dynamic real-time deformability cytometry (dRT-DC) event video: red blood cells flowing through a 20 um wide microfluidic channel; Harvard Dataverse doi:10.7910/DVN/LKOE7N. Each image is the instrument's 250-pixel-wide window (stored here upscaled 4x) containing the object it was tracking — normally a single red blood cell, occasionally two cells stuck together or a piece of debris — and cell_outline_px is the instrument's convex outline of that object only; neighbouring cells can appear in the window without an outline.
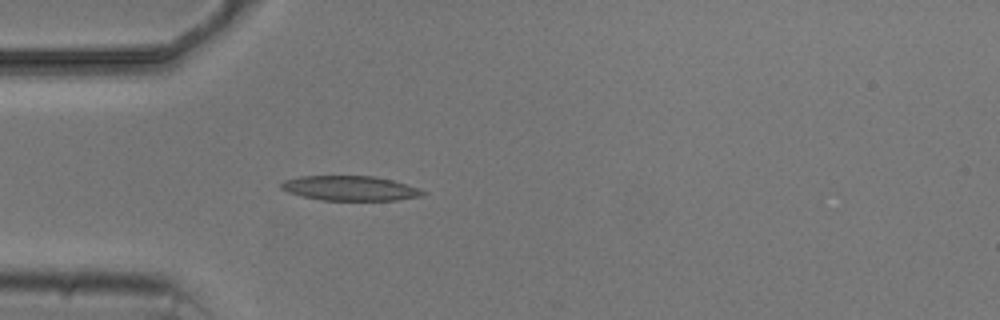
{"species": "common noctule bat (a hibernating species)", "species_latin": "Nyctalus noctula", "temperature_condition": "cold", "stored_images_in_passage": 4, "camera_frame_rate_fps": 3000, "um_per_image_px": 0.085, "animal": {"sex": "male", "body_mass_g": 20.5, "forearm_length_mm": 52.5}, "frame": {"image": 1, "passage_image": 4, "time_ms": 4.333, "image_size_px": [1000, 320], "cell_outline_px": [[428, 192], [424, 196], [396, 200], [320, 200], [288, 192], [280, 188], [280, 184], [284, 180], [300, 176], [376, 176], [392, 180]], "centroid_in_image_um": [29.75, 16.0], "position_along_channel_um": 55.2, "area_um2": 20.35}}